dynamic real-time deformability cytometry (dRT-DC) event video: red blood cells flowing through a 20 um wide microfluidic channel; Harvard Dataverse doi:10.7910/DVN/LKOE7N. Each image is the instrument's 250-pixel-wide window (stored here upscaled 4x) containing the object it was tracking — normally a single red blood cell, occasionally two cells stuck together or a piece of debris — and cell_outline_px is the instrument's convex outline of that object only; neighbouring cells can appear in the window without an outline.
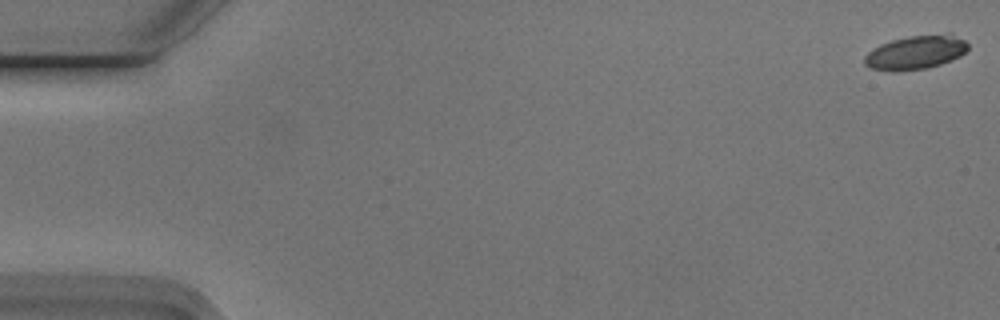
{"species": "Egyptian fruit bat (a non-hibernating species)", "species_latin": "Rousettus aegyptiacus", "temperature_condition": "cold", "stored_images_in_passage": 9, "camera_frame_rate_fps": 3000, "um_per_image_px": 0.085, "animal": {"sex": "male"}, "frame": {"image": 1, "passage_image": 1, "time_ms": 0.0, "image_size_px": [1000, 320], "cell_outline_px": [[968, 48], [960, 56], [940, 64], [928, 68], [892, 72], [872, 68], [864, 64], [864, 56], [872, 48], [880, 44], [892, 40], [908, 36], [948, 32], [964, 40], [968, 44]], "centroid_in_image_um": [77.82, 4.44], "position_along_channel_um": 7.2, "area_um2": 20.63}}